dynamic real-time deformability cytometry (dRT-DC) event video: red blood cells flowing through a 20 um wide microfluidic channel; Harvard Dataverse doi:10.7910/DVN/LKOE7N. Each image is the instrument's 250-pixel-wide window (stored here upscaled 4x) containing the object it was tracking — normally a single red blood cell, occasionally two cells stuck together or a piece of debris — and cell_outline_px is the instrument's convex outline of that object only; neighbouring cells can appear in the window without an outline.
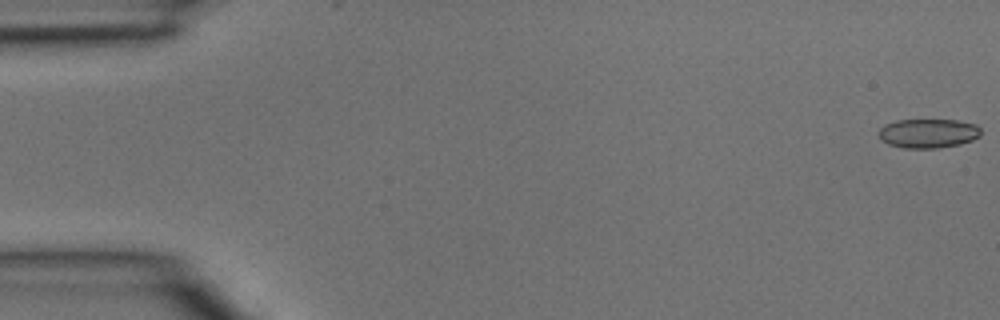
{"species": "common noctule bat (a hibernating species)", "species_latin": "Nyctalus noctula", "temperature_condition": "room temperature", "stored_images_in_passage": 5, "segment_of_instrument_passage": [1, 2], "camera_frame_rate_fps": 3000, "um_per_image_px": 0.085, "animal": {"sex": "male", "body_mass_g": 15.6}, "frame": {"image": 1, "passage_image": 1, "time_ms": 0.0, "image_size_px": [1000, 320], "cell_outline_px": [[980, 136], [972, 140], [960, 144], [936, 148], [904, 148], [888, 144], [880, 140], [876, 132], [884, 124], [896, 120], [956, 120], [976, 124], [980, 128]], "centroid_in_image_um": [78.85, 11.33], "position_along_channel_um": 6.2, "area_um2": 17.57}}
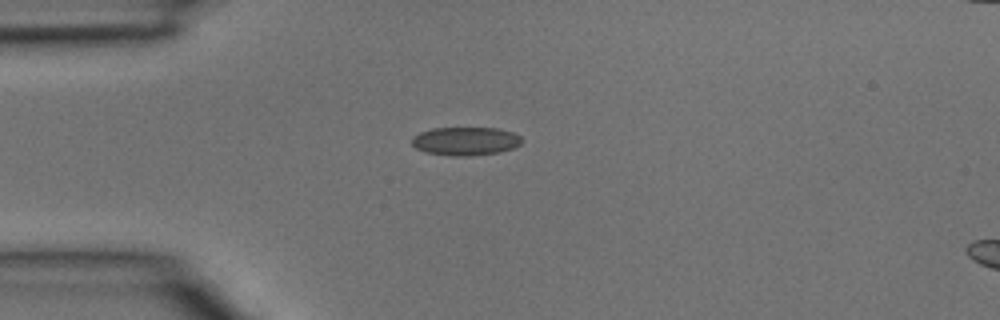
{"frame": {"image": 2, "passage_image": 4, "time_ms": 1.0, "image_size_px": [1000, 320], "cell_outline_px": [[524, 140], [520, 144], [512, 148], [500, 152], [472, 156], [452, 156], [428, 152], [416, 148], [412, 144], [412, 136], [420, 132], [432, 128], [496, 128], [512, 132], [520, 136]], "centroid_in_image_um": [39.58, 11.99], "position_along_channel_um": 45.4, "area_um2": 18.21}}